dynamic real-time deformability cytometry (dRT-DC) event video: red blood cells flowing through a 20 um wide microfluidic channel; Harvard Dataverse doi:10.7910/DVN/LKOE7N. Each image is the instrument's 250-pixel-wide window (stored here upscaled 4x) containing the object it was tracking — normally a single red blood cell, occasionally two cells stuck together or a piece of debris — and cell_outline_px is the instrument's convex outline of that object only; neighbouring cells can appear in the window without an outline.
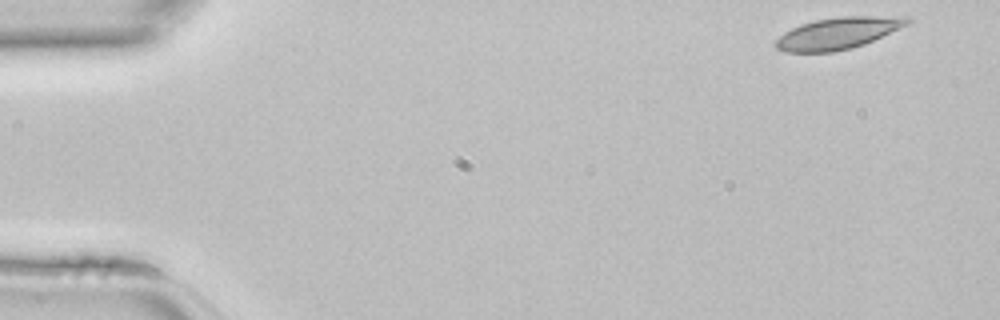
{"species": "common noctule bat (a hibernating species)", "species_latin": "Nyctalus noctula", "temperature_condition": "room temperature", "stored_images_in_passage": 43, "camera_frame_rate_fps": 3000, "um_per_image_px": 0.085, "animal": {"sex": "female", "body_mass_g": 22.7, "forearm_length_mm": 54.2}, "frame": {"image": 1, "passage_image": 1, "time_ms": 0.0, "image_size_px": [1000, 320], "cell_outline_px": [[912, 20], [908, 24], [864, 44], [852, 48], [832, 52], [784, 52], [776, 48], [776, 40], [784, 32], [800, 24], [816, 20], [840, 16], [908, 16]], "centroid_in_image_um": [71.23, 2.82], "position_along_channel_um": 13.8, "area_um2": 24.22}}
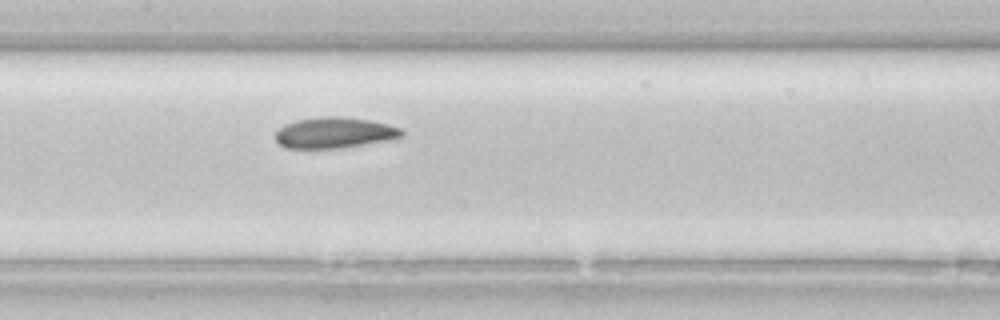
{"frame": {"image": 2, "passage_image": 20, "time_ms": 6.333, "image_size_px": [1000, 320], "cell_outline_px": [[404, 136], [388, 140], [340, 148], [288, 148], [280, 144], [276, 140], [276, 132], [284, 124], [296, 120], [320, 116], [344, 116], [368, 120], [388, 124], [400, 128], [404, 132]], "centroid_in_image_um": [28.43, 11.27], "position_along_channel_um": 179.0, "area_um2": 22.72}}
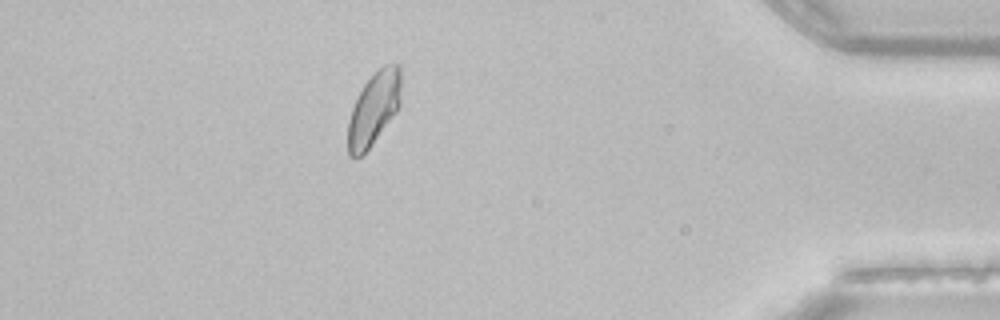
{"frame": {"image": 3, "passage_image": 38, "time_ms": 12.333, "image_size_px": [1000, 320], "cell_outline_px": [[400, 104], [396, 112], [368, 148], [356, 160], [348, 156], [348, 120], [352, 108], [364, 84], [384, 64], [400, 64]], "centroid_in_image_um": [31.76, 9.25], "position_along_channel_um": 403.4, "area_um2": 22.2}}